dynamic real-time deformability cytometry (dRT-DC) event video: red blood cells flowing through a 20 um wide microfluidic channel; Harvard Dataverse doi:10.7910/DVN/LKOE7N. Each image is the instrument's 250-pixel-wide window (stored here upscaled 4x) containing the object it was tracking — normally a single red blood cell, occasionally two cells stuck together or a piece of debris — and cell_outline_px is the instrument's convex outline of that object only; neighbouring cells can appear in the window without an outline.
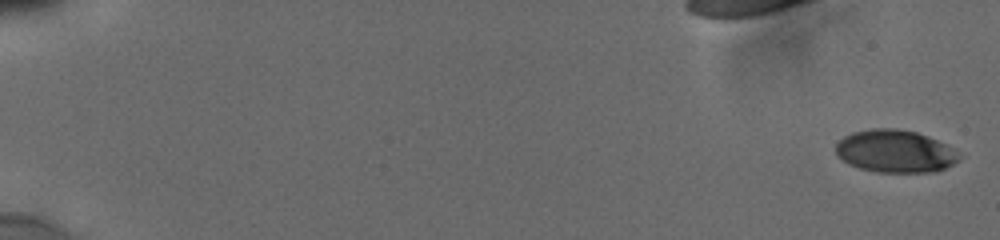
{"species": "human", "species_latin": "Homo sapiens", "temperature_condition": "cold", "stored_images_in_passage": 16, "camera_frame_rate_fps": 3000, "um_per_image_px": 0.085, "donor": {"sex": "male"}, "frame": {"image": 1, "passage_image": 1, "time_ms": 0.0, "image_size_px": [1000, 240], "cell_outline_px": [[960, 160], [936, 172], [876, 172], [860, 168], [848, 164], [836, 152], [836, 144], [844, 136], [852, 132], [872, 128], [896, 128], [916, 132], [928, 136], [952, 148], [960, 156]], "centroid_in_image_um": [76.08, 12.85], "position_along_channel_um": 8.9, "area_um2": 30.46}}
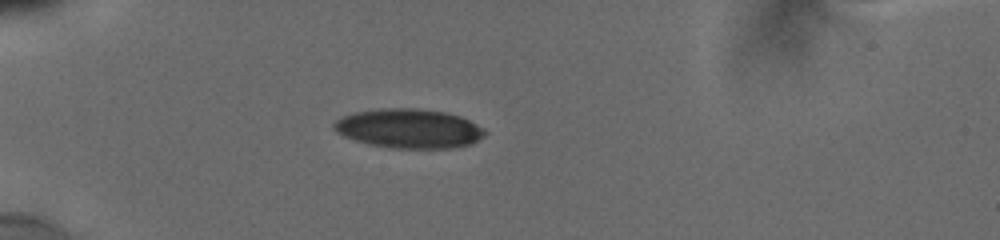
{"frame": {"image": 2, "passage_image": 12, "time_ms": 5.667, "image_size_px": [1000, 240], "cell_outline_px": [[488, 132], [484, 136], [472, 144], [452, 148], [392, 148], [368, 144], [344, 136], [336, 132], [332, 128], [332, 124], [336, 120], [352, 112], [376, 108], [416, 108], [444, 112], [460, 116], [484, 128]], "centroid_in_image_um": [34.75, 10.92], "position_along_channel_um": 50.3, "area_um2": 34.8}}